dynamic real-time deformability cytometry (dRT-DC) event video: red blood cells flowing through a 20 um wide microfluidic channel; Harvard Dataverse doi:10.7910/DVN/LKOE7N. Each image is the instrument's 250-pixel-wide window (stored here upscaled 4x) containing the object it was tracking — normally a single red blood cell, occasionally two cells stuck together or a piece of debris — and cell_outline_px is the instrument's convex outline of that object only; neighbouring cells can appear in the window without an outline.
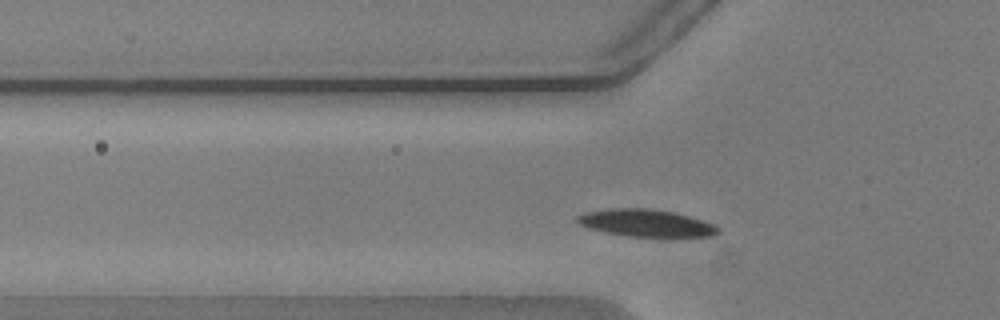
{"species": "common noctule bat (a hibernating species)", "species_latin": "Nyctalus noctula", "temperature_condition": "warm", "stored_images_in_passage": 44, "camera_frame_rate_fps": 3000, "um_per_image_px": 0.085, "animal": {"sex": "male", "body_mass_g": 20.5, "forearm_length_mm": 52.5}, "frame": {"image": 1, "passage_image": 7, "time_ms": 2.0, "image_size_px": [1000, 320], "cell_outline_px": [[720, 232], [712, 236], [672, 240], [656, 240], [628, 236], [588, 228], [580, 224], [576, 220], [576, 216], [588, 212], [608, 208], [648, 208], [676, 212], [704, 220], [720, 228]], "centroid_in_image_um": [55.05, 19.02], "position_along_channel_um": 70.8, "area_um2": 23.64}}
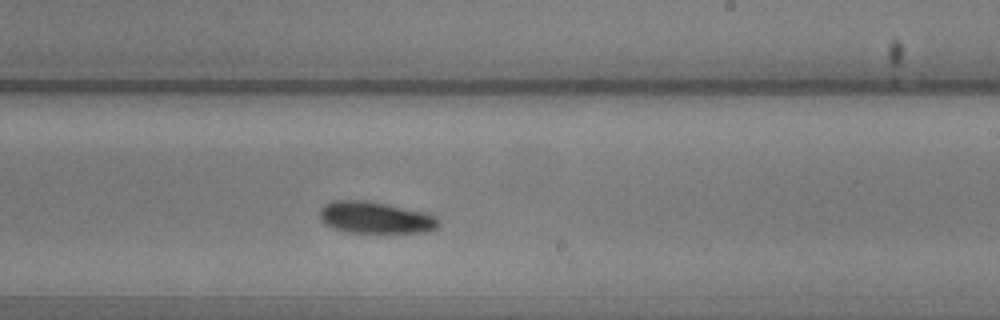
{"frame": {"image": 2, "passage_image": 22, "time_ms": 7.0, "image_size_px": [1000, 320], "cell_outline_px": [[440, 228], [428, 232], [348, 232], [332, 228], [324, 224], [320, 220], [320, 208], [324, 204], [332, 200], [364, 200], [428, 212], [436, 216], [440, 220]], "centroid_in_image_um": [31.94, 18.49], "position_along_channel_um": 257.1, "area_um2": 22.31}}
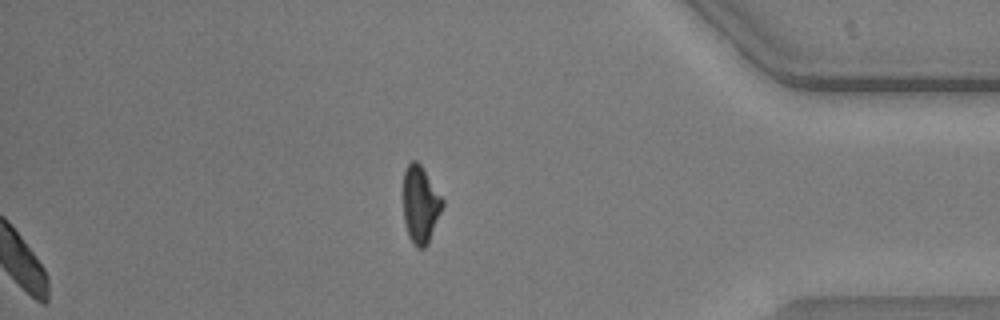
{"frame": {"image": 3, "passage_image": 44, "time_ms": 14.333, "image_size_px": [1000, 320], "cell_outline_px": [[444, 204], [428, 244], [424, 248], [416, 248], [408, 236], [404, 220], [404, 172], [408, 164], [412, 160], [416, 160], [420, 164], [444, 200]], "centroid_in_image_um": [35.74, 17.41], "position_along_channel_um": 399.5, "area_um2": 17.51}, "authors_computed_cell_mechanics": {"area_um2": 21.4149, "velocity_mm_per_s": 3.7213, "shape_relaxation_time_tau1_ms": 1.9432, "shape_relaxation_time_tau2_ms": 6.5668, "deformation_change_tau1": 0.0697, "deformation_change_tau2": 0.1303}}